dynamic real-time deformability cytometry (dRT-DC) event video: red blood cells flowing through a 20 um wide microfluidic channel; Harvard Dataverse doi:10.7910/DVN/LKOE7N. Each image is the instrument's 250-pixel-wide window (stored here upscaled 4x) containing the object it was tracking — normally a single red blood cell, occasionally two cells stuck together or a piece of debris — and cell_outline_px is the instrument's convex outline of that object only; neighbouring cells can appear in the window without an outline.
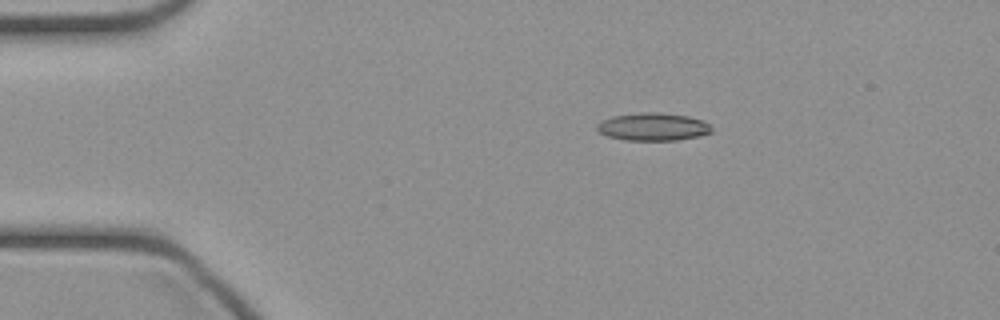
{"species": "common noctule bat (a hibernating species)", "species_latin": "Nyctalus noctula", "temperature_condition": "cold", "stored_images_in_passage": 39, "camera_frame_rate_fps": 3000, "um_per_image_px": 0.085, "animal": {"sex": "female", "body_mass_g": 21.9}, "frame": {"image": 1, "passage_image": 1, "time_ms": 0.0, "image_size_px": [1000, 320], "cell_outline_px": [[712, 132], [696, 136], [676, 140], [624, 140], [608, 136], [600, 132], [596, 128], [596, 124], [612, 116], [648, 112], [656, 112], [688, 116], [704, 120], [712, 128]], "centroid_in_image_um": [55.51, 10.77], "position_along_channel_um": 29.5, "area_um2": 18.32}}
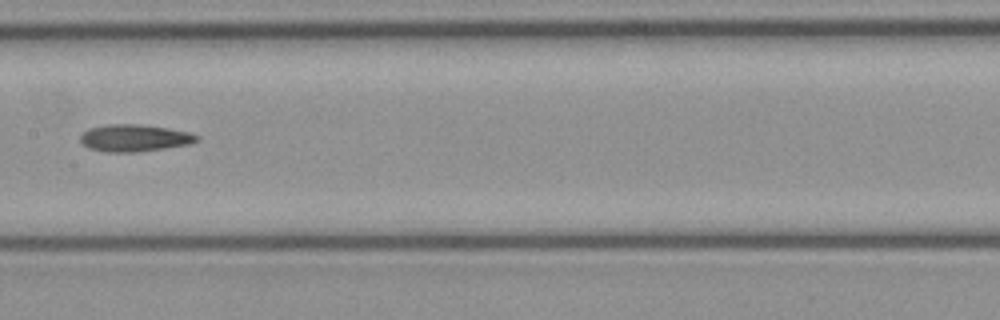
{"frame": {"image": 2, "passage_image": 16, "time_ms": 5.0, "image_size_px": [1000, 320], "cell_outline_px": [[200, 136], [196, 140], [188, 144], [164, 148], [136, 152], [108, 152], [88, 148], [80, 140], [80, 136], [88, 128], [108, 124], [140, 124], [168, 128], [188, 132]], "centroid_in_image_um": [11.39, 11.72], "position_along_channel_um": 196.0, "area_um2": 18.21}}
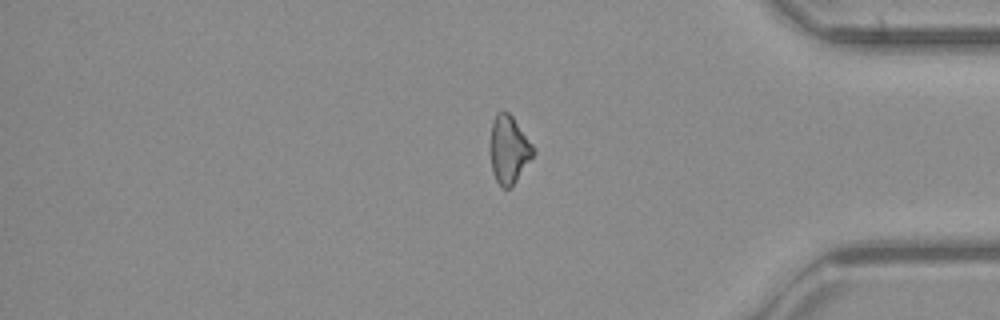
{"frame": {"image": 3, "passage_image": 31, "time_ms": 10.0, "image_size_px": [1000, 320], "cell_outline_px": [[536, 152], [512, 188], [504, 188], [496, 180], [492, 172], [492, 120], [504, 108], [512, 116], [536, 148]], "centroid_in_image_um": [43.31, 12.73], "position_along_channel_um": 391.9, "area_um2": 16.82}}